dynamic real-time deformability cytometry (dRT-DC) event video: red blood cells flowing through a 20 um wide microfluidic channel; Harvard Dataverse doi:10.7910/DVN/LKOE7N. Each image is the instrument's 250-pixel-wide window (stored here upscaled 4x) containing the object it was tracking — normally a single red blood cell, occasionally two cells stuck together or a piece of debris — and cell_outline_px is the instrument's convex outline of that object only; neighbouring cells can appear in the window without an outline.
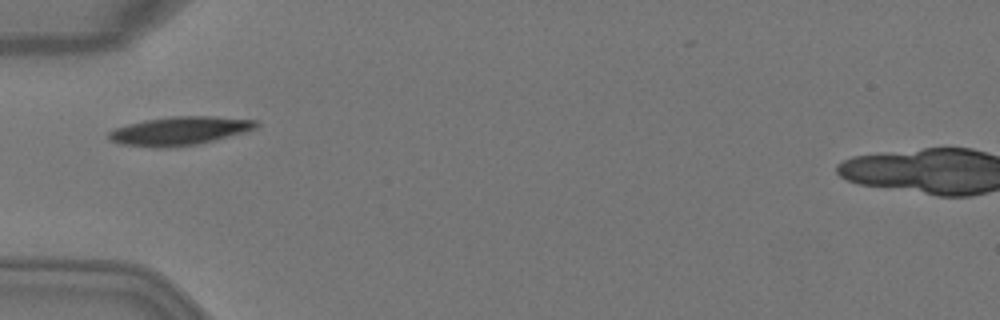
{"species": "Egyptian fruit bat (a non-hibernating species)", "species_latin": "Rousettus aegyptiacus", "temperature_condition": "warm", "stored_images_in_passage": 30, "camera_frame_rate_fps": 3000, "um_per_image_px": 0.085, "animal": {"sex": "female"}, "frame": {"image": 1, "passage_image": 1, "time_ms": 0.0, "image_size_px": [1000, 320], "cell_outline_px": [[260, 124], [256, 128], [244, 132], [196, 144], [176, 148], [156, 148], [120, 144], [108, 140], [108, 132], [116, 128], [128, 124], [144, 120], [172, 116], [216, 116], [256, 120]], "centroid_in_image_um": [15.23, 11.13], "position_along_channel_um": 69.8, "area_um2": 24.62}}
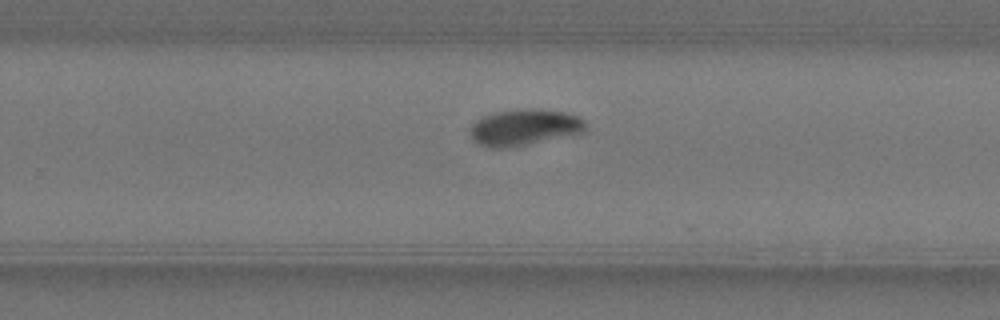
{"frame": {"image": 2, "passage_image": 17, "time_ms": 5.333, "image_size_px": [1000, 320], "cell_outline_px": [[588, 128], [584, 132], [512, 148], [488, 148], [480, 144], [472, 136], [468, 128], [480, 116], [496, 112], [520, 108], [536, 108], [564, 112], [576, 116], [584, 120]], "centroid_in_image_um": [44.56, 10.82], "position_along_channel_um": 285.2, "area_um2": 24.74}}
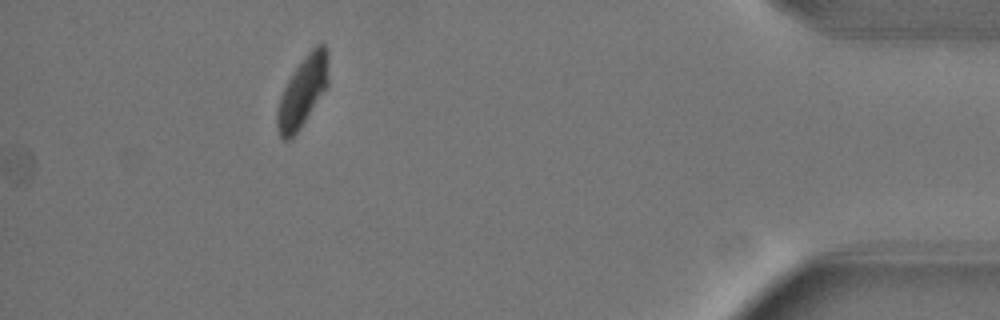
{"frame": {"image": 3, "passage_image": 30, "time_ms": 9.667, "image_size_px": [1000, 320], "cell_outline_px": [[328, 84], [296, 132], [288, 140], [284, 140], [280, 136], [276, 128], [276, 108], [280, 96], [288, 80], [296, 68], [308, 52], [316, 44], [324, 44], [328, 52]], "centroid_in_image_um": [25.7, 7.76], "position_along_channel_um": 409.5, "area_um2": 20.46}, "authors_computed_cell_mechanics": {"area_um2": 23.8136, "velocity_mm_per_s": 4.0414, "shape_relaxation_time_tau1_ms": 2.5185, "shape_relaxation_time_tau2_ms": null, "deformation_change_tau1": 0.1381, "deformation_change_tau2": null}}